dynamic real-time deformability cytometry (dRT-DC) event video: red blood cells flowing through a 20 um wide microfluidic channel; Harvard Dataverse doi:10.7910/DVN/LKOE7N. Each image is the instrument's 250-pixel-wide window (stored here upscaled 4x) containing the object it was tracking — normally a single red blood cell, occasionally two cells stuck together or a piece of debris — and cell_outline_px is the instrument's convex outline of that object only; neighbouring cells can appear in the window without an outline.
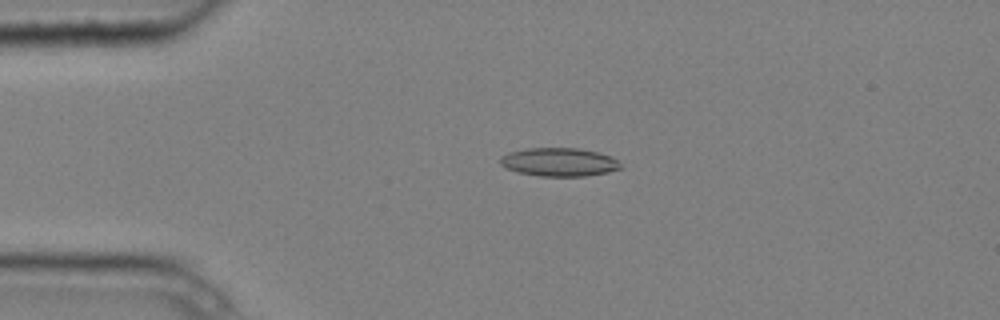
{"species": "common noctule bat (a hibernating species)", "species_latin": "Nyctalus noctula", "temperature_condition": "cold", "stored_images_in_passage": 5, "camera_frame_rate_fps": 3000, "um_per_image_px": 0.085, "animal": {"sex": "male", "body_mass_g": 20.4}, "frame": {"image": 1, "passage_image": 4, "time_ms": 1.0, "image_size_px": [1000, 320], "cell_outline_px": [[624, 168], [608, 172], [584, 176], [540, 176], [516, 172], [504, 168], [500, 164], [500, 156], [508, 152], [528, 148], [580, 148], [612, 156]], "centroid_in_image_um": [47.5, 13.78], "position_along_channel_um": 37.5, "area_um2": 20.11}}